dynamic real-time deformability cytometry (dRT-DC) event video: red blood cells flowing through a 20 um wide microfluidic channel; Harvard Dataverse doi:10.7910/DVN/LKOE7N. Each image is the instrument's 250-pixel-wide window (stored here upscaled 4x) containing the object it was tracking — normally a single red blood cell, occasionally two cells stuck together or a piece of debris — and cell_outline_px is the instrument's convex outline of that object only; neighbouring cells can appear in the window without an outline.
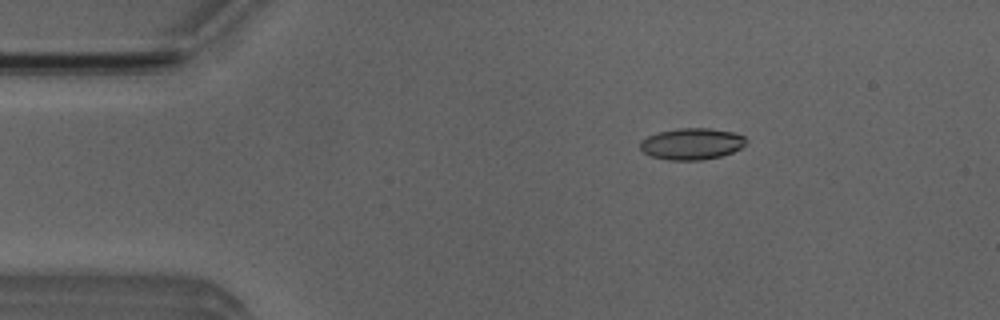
{"species": "Egyptian fruit bat (a non-hibernating species)", "species_latin": "Rousettus aegyptiacus", "temperature_condition": "room temperature", "stored_images_in_passage": 51, "camera_frame_rate_fps": 3000, "um_per_image_px": 0.085, "animal": {"sex": "male"}, "frame": {"image": 1, "passage_image": 8, "time_ms": 2.333, "image_size_px": [1000, 320], "cell_outline_px": [[748, 140], [740, 148], [732, 152], [720, 156], [700, 160], [668, 160], [652, 156], [644, 152], [640, 148], [640, 140], [648, 136], [660, 132], [680, 128], [708, 128], [736, 132], [744, 136]], "centroid_in_image_um": [58.81, 12.22], "position_along_channel_um": 26.2, "area_um2": 19.36}}
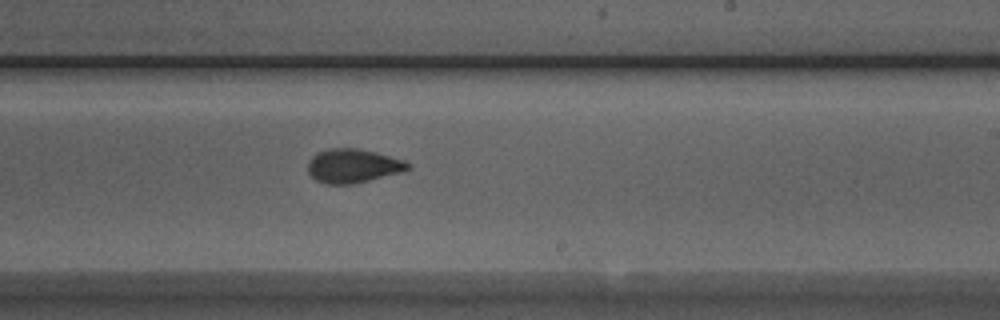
{"frame": {"image": 2, "passage_image": 30, "time_ms": 9.667, "image_size_px": [1000, 320], "cell_outline_px": [[412, 168], [404, 172], [352, 184], [328, 184], [316, 180], [308, 172], [308, 160], [316, 152], [328, 148], [360, 148], [376, 152], [404, 160]], "centroid_in_image_um": [30.0, 14.09], "position_along_channel_um": 259.0, "area_um2": 19.94}}
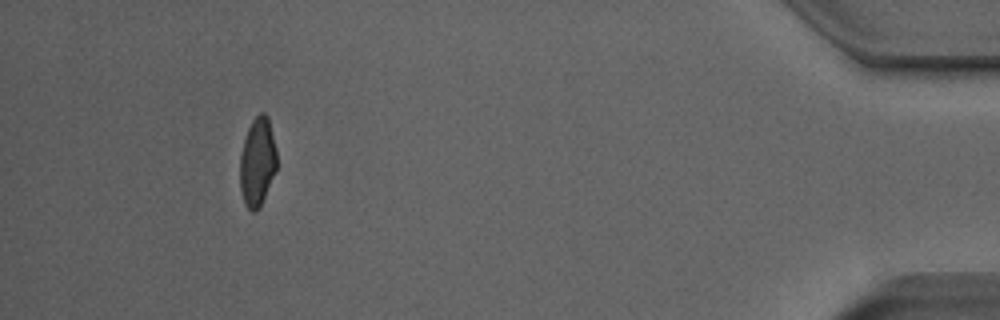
{"frame": {"image": 3, "passage_image": 47, "time_ms": 15.333, "image_size_px": [1000, 320], "cell_outline_px": [[276, 172], [260, 208], [256, 212], [252, 212], [244, 204], [240, 188], [240, 156], [244, 140], [248, 128], [252, 120], [260, 112], [264, 112], [268, 116], [276, 148]], "centroid_in_image_um": [21.88, 13.79], "position_along_channel_um": 413.3, "area_um2": 19.25}, "authors_computed_cell_mechanics": {"area_um2": 19.4208, "velocity_mm_per_s": 3.9758, "shape_relaxation_time_tau1_ms": 5.7553, "shape_relaxation_time_tau2_ms": 1.1536, "deformation_change_tau1": 0.1846, "deformation_change_tau2": 0.0664}}